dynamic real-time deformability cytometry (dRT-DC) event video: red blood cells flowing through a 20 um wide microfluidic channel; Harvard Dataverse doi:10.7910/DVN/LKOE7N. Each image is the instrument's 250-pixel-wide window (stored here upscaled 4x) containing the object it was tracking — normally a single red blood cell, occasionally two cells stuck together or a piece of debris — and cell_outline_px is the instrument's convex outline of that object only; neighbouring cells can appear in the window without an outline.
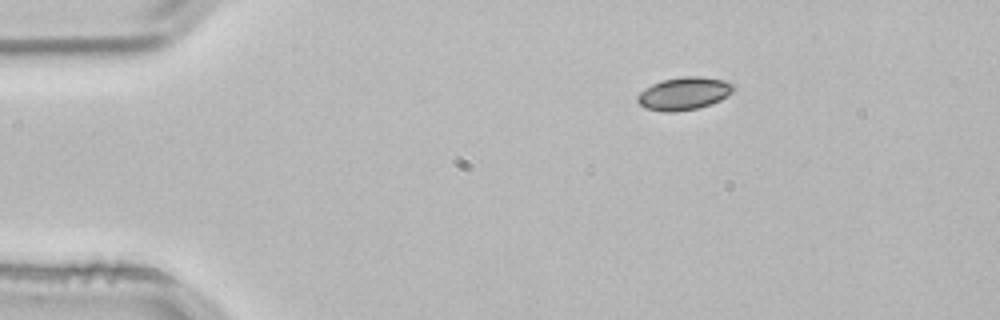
{"species": "common noctule bat (a hibernating species)", "species_latin": "Nyctalus noctula", "temperature_condition": "room temperature", "stored_images_in_passage": 4, "segment_of_instrument_passage": [2, 2], "camera_frame_rate_fps": 3000, "um_per_image_px": 0.085, "animal": {"sex": "male", "body_mass_g": 21.5, "forearm_length_mm": 52.0}, "frame": {"image": 1, "passage_image": 4, "time_ms": 1.0, "image_size_px": [1000, 320], "cell_outline_px": [[736, 88], [732, 92], [720, 100], [696, 108], [676, 112], [664, 112], [644, 108], [636, 100], [636, 96], [644, 88], [660, 80], [684, 76], [700, 76], [724, 80], [736, 84]], "centroid_in_image_um": [58.12, 7.94], "position_along_channel_um": 26.9, "area_um2": 18.5}}